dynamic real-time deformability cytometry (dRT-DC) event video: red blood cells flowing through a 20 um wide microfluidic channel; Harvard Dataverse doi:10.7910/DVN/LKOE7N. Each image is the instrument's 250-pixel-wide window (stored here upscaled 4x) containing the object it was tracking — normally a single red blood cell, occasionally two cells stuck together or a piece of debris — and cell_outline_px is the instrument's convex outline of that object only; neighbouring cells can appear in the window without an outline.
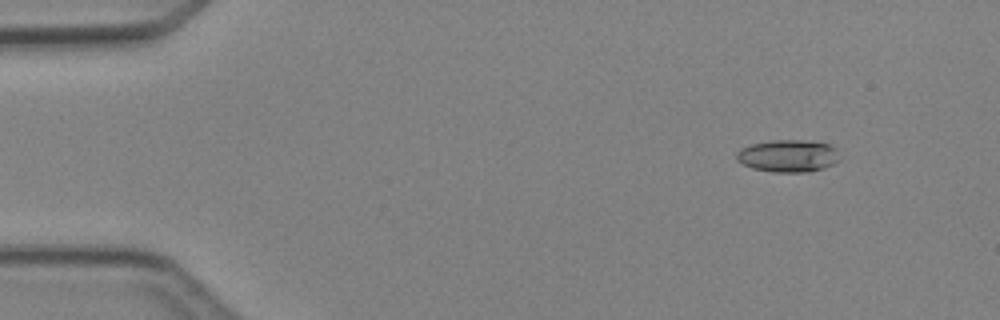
{"species": "Egyptian fruit bat (a non-hibernating species)", "species_latin": "Rousettus aegyptiacus", "temperature_condition": "cold", "stored_images_in_passage": 4, "camera_frame_rate_fps": 3000, "um_per_image_px": 0.085, "animal": {"sex": "female"}, "frame": {"image": 1, "passage_image": 2, "time_ms": 1.333, "image_size_px": [1000, 320], "cell_outline_px": [[840, 160], [824, 168], [808, 172], [772, 172], [752, 168], [736, 160], [736, 152], [740, 148], [752, 144], [772, 140], [804, 140], [828, 144], [832, 148]], "centroid_in_image_um": [66.93, 13.26], "position_along_channel_um": 18.1, "area_um2": 19.25}}